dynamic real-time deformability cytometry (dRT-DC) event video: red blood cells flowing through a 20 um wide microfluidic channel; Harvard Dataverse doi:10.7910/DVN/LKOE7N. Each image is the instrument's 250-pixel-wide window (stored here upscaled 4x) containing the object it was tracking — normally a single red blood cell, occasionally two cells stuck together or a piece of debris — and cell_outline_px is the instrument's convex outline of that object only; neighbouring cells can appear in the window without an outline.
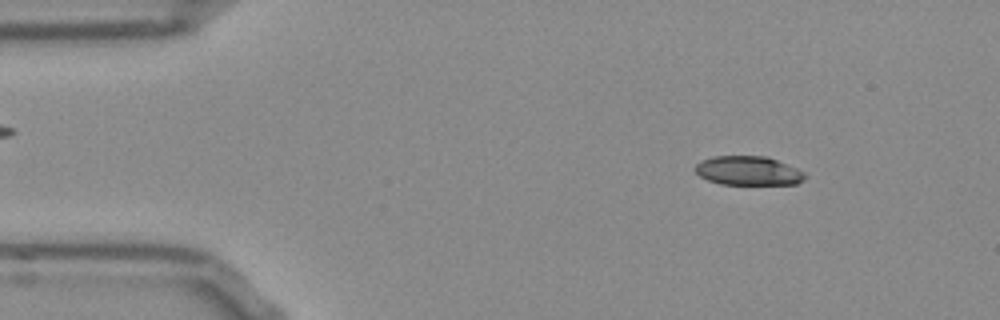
{"species": "Egyptian fruit bat (a non-hibernating species)", "species_latin": "Rousettus aegyptiacus", "temperature_condition": "room temperature", "stored_images_in_passage": 46, "camera_frame_rate_fps": 3000, "um_per_image_px": 0.085, "frame": {"image": 1, "passage_image": 1, "time_ms": 0.0, "image_size_px": [1000, 320], "cell_outline_px": [[804, 180], [796, 184], [720, 184], [708, 180], [700, 176], [692, 168], [700, 160], [712, 156], [768, 156], [796, 168], [804, 172]], "centroid_in_image_um": [63.56, 14.5], "position_along_channel_um": 21.4, "area_um2": 18.67}}
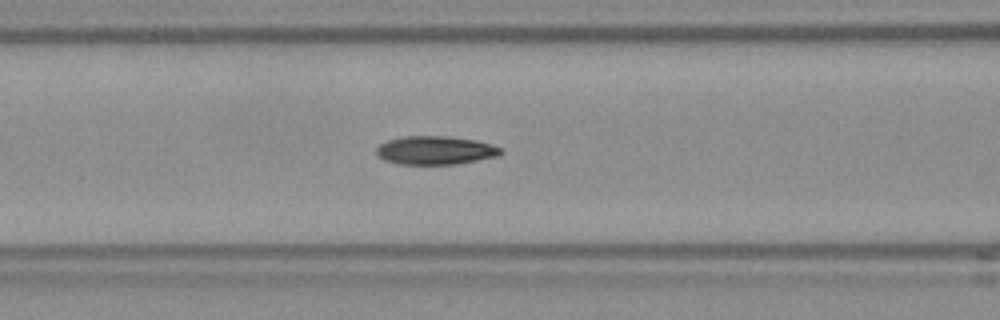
{"frame": {"image": 2, "passage_image": 15, "time_ms": 4.667, "image_size_px": [1000, 320], "cell_outline_px": [[504, 152], [496, 156], [476, 160], [452, 164], [400, 164], [384, 160], [376, 152], [376, 148], [380, 144], [388, 140], [404, 136], [448, 136], [476, 140], [500, 148]], "centroid_in_image_um": [36.97, 12.77], "position_along_channel_um": 129.6, "area_um2": 20.35}}
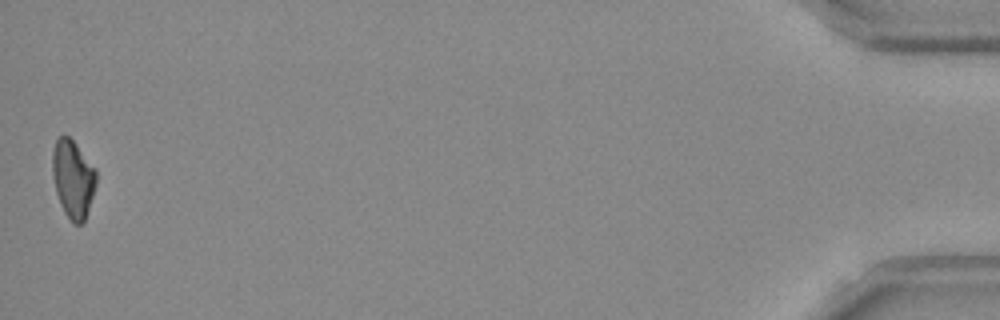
{"frame": {"image": 3, "passage_image": 46, "time_ms": 15.0, "image_size_px": [1000, 320], "cell_outline_px": [[96, 184], [84, 220], [80, 224], [72, 224], [64, 212], [60, 204], [56, 192], [52, 176], [52, 152], [56, 140], [60, 136], [68, 136], [76, 144], [96, 168]], "centroid_in_image_um": [6.19, 15.2], "position_along_channel_um": 429.0, "area_um2": 19.83}, "authors_computed_cell_mechanics": {"area_um2": 20.23, "velocity_mm_per_s": 3.8683, "shape_relaxation_time_tau1_ms": 5.0214, "shape_relaxation_time_tau2_ms": 6.4846, "deformation_change_tau1": 0.1433, "deformation_change_tau2": 0.1261}}